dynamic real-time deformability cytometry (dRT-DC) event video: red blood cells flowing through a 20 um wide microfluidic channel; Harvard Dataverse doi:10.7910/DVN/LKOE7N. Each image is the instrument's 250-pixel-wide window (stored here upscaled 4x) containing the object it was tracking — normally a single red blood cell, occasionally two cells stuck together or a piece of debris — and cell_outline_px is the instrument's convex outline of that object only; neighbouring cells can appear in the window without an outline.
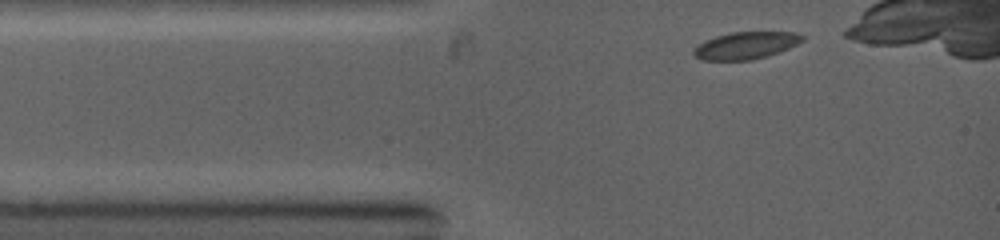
{"species": "common noctule bat (a hibernating species)", "species_latin": "Nyctalus noctula", "temperature_condition": "warm", "stored_images_in_passage": 43, "camera_frame_rate_fps": 5000, "um_per_image_px": 0.085, "animal": {"sex": "female", "body_mass_g": 19.0, "forearm_length_mm": 53.3}, "frame": {"image": 1, "passage_image": 1, "time_ms": 0.0, "image_size_px": [1000, 240], "cell_outline_px": [[804, 40], [788, 48], [768, 56], [752, 60], [704, 60], [696, 56], [692, 52], [704, 40], [716, 36], [732, 32], [796, 32], [804, 36]], "centroid_in_image_um": [63.42, 3.86], "position_along_channel_um": 21.6, "area_um2": 17.05}}
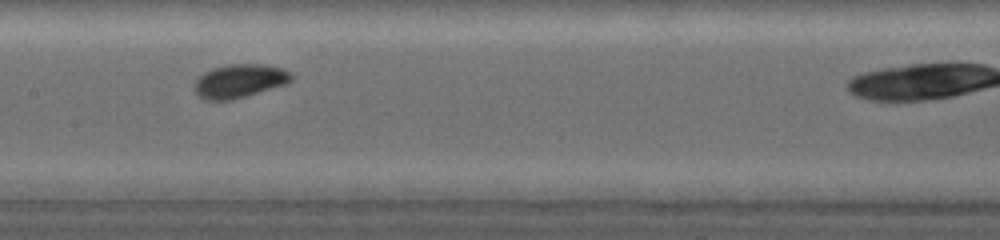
{"frame": {"image": 2, "passage_image": 19, "time_ms": 4.2, "image_size_px": [1000, 240], "cell_outline_px": [[292, 80], [288, 84], [232, 100], [204, 100], [196, 96], [192, 88], [196, 80], [204, 72], [212, 68], [228, 64], [264, 64], [280, 68], [292, 72]], "centroid_in_image_um": [20.34, 6.89], "position_along_channel_um": 187.1, "area_um2": 19.31}}
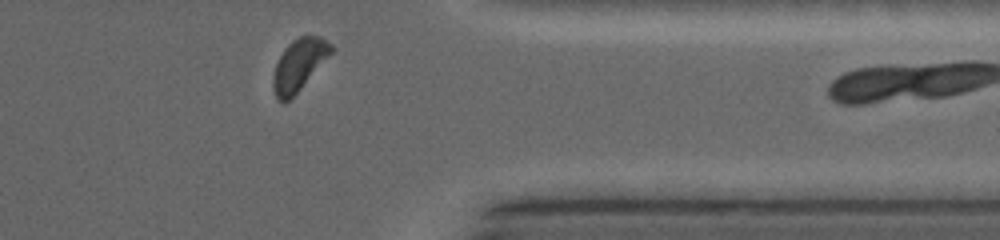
{"frame": {"image": 3, "passage_image": 39, "time_ms": 8.8, "image_size_px": [1000, 240], "cell_outline_px": [[332, 52], [300, 88], [284, 104], [276, 100], [272, 88], [272, 80], [276, 64], [284, 48], [292, 40], [300, 36], [320, 36], [332, 44]], "centroid_in_image_um": [25.37, 5.52], "position_along_channel_um": 386.0, "area_um2": 17.17}}